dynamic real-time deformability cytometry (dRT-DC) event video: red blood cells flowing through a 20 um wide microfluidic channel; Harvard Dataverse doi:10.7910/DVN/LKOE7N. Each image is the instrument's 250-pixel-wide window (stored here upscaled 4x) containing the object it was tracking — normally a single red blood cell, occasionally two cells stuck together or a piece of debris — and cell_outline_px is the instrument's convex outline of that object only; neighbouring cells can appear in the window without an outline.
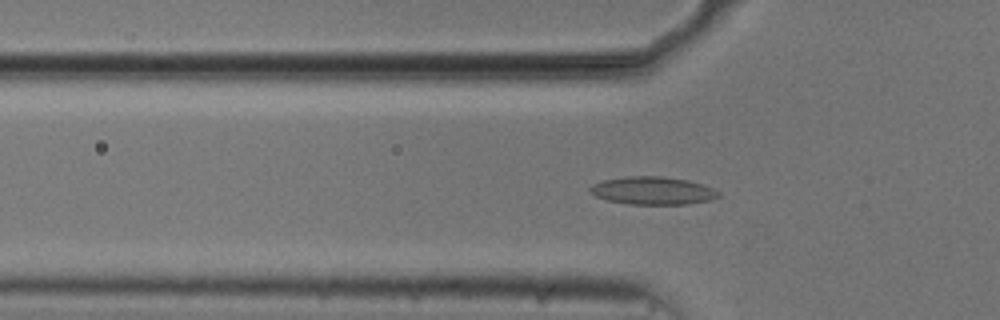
{"species": "common noctule bat (a hibernating species)", "species_latin": "Nyctalus noctula", "temperature_condition": "cold", "stored_images_in_passage": 43, "camera_frame_rate_fps": 3000, "um_per_image_px": 0.085, "animal": {"sex": "male", "body_mass_g": 20.5, "forearm_length_mm": 52.5}, "frame": {"image": 1, "passage_image": 13, "time_ms": 4.0, "image_size_px": [1000, 320], "cell_outline_px": [[720, 196], [712, 200], [688, 204], [628, 204], [608, 200], [596, 196], [588, 192], [588, 188], [592, 184], [604, 180], [624, 176], [664, 176], [688, 180], [712, 188], [720, 192]], "centroid_in_image_um": [55.47, 16.2], "position_along_channel_um": 70.3, "area_um2": 20.98}}
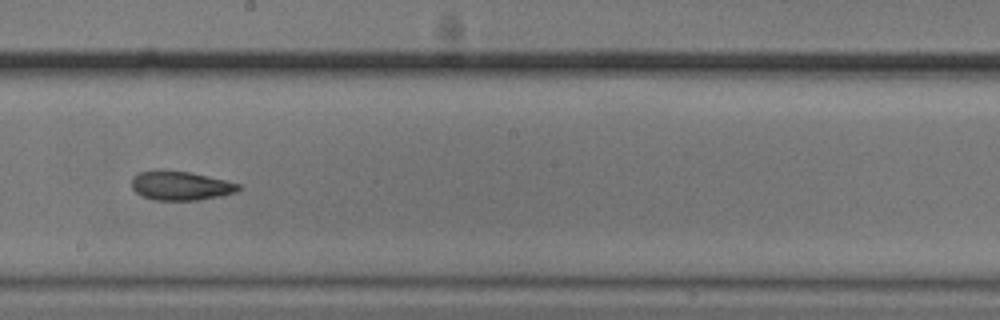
{"frame": {"image": 2, "passage_image": 26, "time_ms": 8.333, "image_size_px": [1000, 320], "cell_outline_px": [[240, 188], [236, 192], [220, 196], [196, 200], [156, 200], [144, 196], [136, 192], [132, 188], [132, 176], [140, 172], [188, 172], [224, 180], [240, 184]], "centroid_in_image_um": [15.37, 15.81], "position_along_channel_um": 232.8, "area_um2": 17.4}}
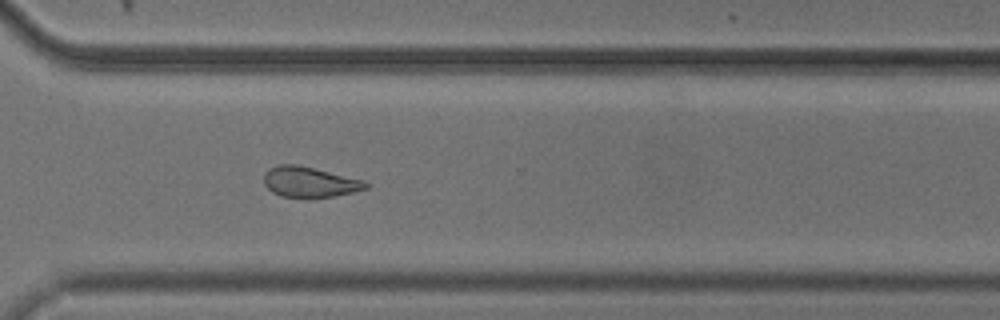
{"frame": {"image": 3, "passage_image": 35, "time_ms": 11.333, "image_size_px": [1000, 320], "cell_outline_px": [[368, 188], [352, 192], [332, 196], [308, 200], [280, 196], [272, 192], [264, 184], [264, 172], [268, 168], [280, 164], [300, 164], [364, 180], [368, 184]], "centroid_in_image_um": [26.28, 15.48], "position_along_channel_um": 344.3, "area_um2": 18.67}, "authors_computed_cell_mechanics": {"area_um2": 18.6694, "velocity_mm_per_s": 3.7376, "shape_relaxation_time_tau1_ms": null, "shape_relaxation_time_tau2_ms": 4.0409, "deformation_change_tau1": null, "deformation_change_tau2": 0.0976}}